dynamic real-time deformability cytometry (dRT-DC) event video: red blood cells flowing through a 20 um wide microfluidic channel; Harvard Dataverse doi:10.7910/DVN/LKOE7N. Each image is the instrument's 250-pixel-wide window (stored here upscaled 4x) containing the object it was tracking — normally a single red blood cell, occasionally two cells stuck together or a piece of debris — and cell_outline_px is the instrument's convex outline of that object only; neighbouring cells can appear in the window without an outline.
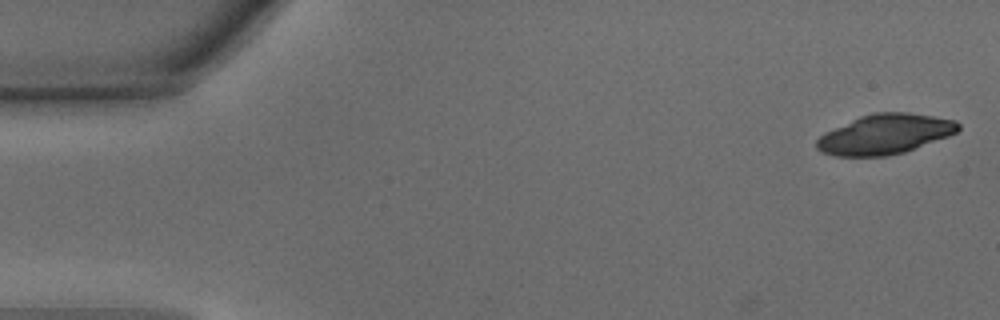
{"species": "common noctule bat (a hibernating species)", "species_latin": "Nyctalus noctula", "temperature_condition": "warm", "stored_images_in_passage": 39, "camera_frame_rate_fps": 3000, "um_per_image_px": 0.085, "animal": {"sex": "male", "body_mass_g": 15.6}, "frame": {"image": 1, "passage_image": 1, "time_ms": 0.0, "image_size_px": [1000, 320], "cell_outline_px": [[960, 128], [956, 132], [948, 136], [904, 152], [888, 156], [836, 156], [820, 152], [816, 148], [816, 140], [824, 132], [860, 116], [872, 112], [908, 112], [956, 120], [960, 124]], "centroid_in_image_um": [75.19, 11.4], "position_along_channel_um": 9.8, "area_um2": 32.95}}